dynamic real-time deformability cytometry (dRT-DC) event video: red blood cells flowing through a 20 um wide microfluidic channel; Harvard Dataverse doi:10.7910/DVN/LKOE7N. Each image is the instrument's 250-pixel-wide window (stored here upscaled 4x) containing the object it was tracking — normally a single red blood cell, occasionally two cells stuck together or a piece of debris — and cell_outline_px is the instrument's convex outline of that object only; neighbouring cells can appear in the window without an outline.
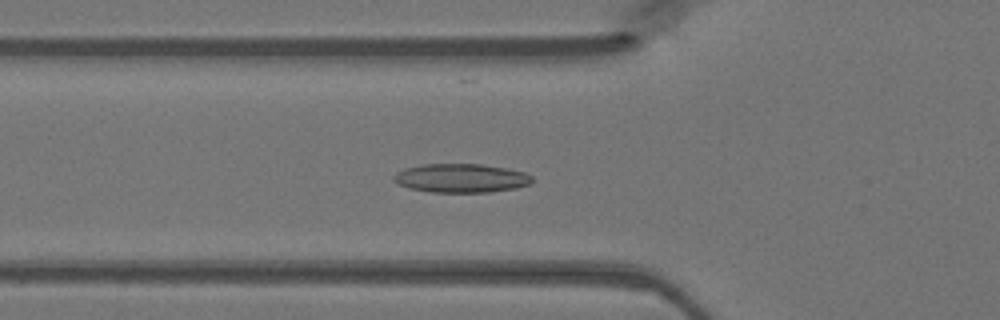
{"species": "Egyptian fruit bat (a non-hibernating species)", "species_latin": "Rousettus aegyptiacus", "temperature_condition": "warm", "stored_images_in_passage": 38, "camera_frame_rate_fps": 3000, "um_per_image_px": 0.085, "animal": {"sex": "female"}, "frame": {"image": 1, "passage_image": 9, "time_ms": 2.667, "image_size_px": [1000, 320], "cell_outline_px": [[532, 180], [528, 184], [516, 188], [488, 192], [432, 192], [408, 188], [396, 184], [392, 180], [392, 176], [396, 172], [404, 168], [424, 164], [480, 164], [508, 168], [524, 172], [532, 176]], "centroid_in_image_um": [39.13, 15.14], "position_along_channel_um": 86.7, "area_um2": 23.35}}
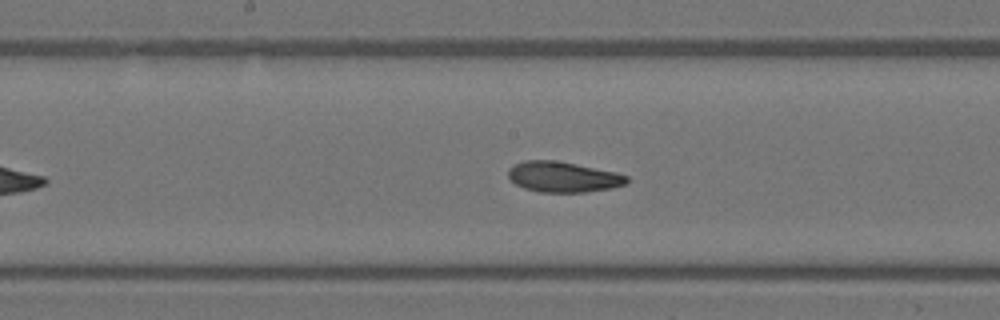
{"frame": {"image": 2, "passage_image": 17, "time_ms": 5.333, "image_size_px": [1000, 320], "cell_outline_px": [[628, 180], [624, 184], [612, 188], [584, 192], [540, 192], [524, 188], [516, 184], [508, 176], [508, 168], [512, 164], [524, 160], [560, 160], [616, 172], [628, 176]], "centroid_in_image_um": [47.84, 15.02], "position_along_channel_um": 200.4, "area_um2": 21.27}}
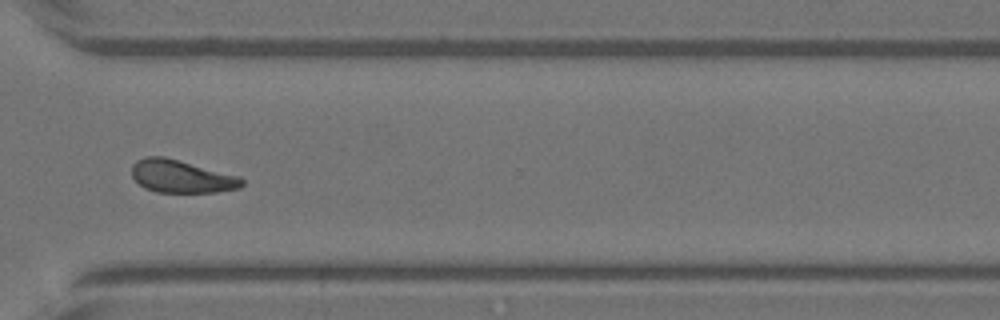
{"frame": {"image": 3, "passage_image": 28, "time_ms": 9.0, "image_size_px": [1000, 320], "cell_outline_px": [[244, 184], [240, 188], [216, 192], [156, 192], [144, 188], [132, 176], [132, 164], [136, 160], [144, 156], [164, 156], [240, 176], [244, 180]], "centroid_in_image_um": [15.42, 14.99], "position_along_channel_um": 355.2, "area_um2": 21.15}}